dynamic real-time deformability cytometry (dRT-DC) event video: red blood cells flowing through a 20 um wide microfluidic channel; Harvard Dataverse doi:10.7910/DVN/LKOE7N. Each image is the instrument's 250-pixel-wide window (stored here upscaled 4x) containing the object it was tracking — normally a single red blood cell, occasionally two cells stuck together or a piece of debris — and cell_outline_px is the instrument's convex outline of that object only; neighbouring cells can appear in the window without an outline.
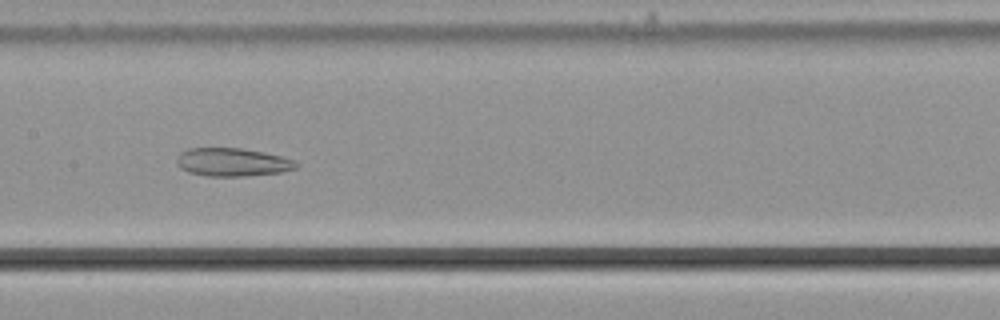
{"species": "common noctule bat (a hibernating species)", "species_latin": "Nyctalus noctula", "temperature_condition": "cold", "stored_images_in_passage": 55, "camera_frame_rate_fps": 3000, "um_per_image_px": 0.085, "animal": {"sex": "male", "body_mass_g": 21.5, "forearm_length_mm": 52.0}, "frame": {"image": 1, "passage_image": 28, "time_ms": 9.0, "image_size_px": [1000, 320], "cell_outline_px": [[300, 164], [296, 168], [280, 172], [244, 176], [208, 176], [188, 172], [180, 168], [176, 164], [176, 156], [180, 152], [188, 148], [240, 148], [264, 152], [296, 160]], "centroid_in_image_um": [19.73, 13.78], "position_along_channel_um": 187.7, "area_um2": 19.77}}
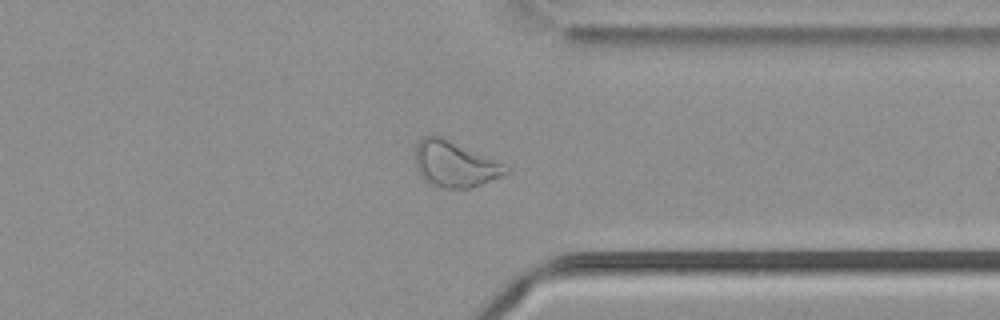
{"frame": {"image": 2, "passage_image": 43, "time_ms": 14.0, "image_size_px": [1000, 320], "cell_outline_px": [[512, 172], [480, 184], [468, 188], [444, 188], [432, 184], [424, 180], [420, 176], [416, 168], [416, 144], [424, 136], [444, 136], [512, 168]], "centroid_in_image_um": [38.66, 13.94], "position_along_channel_um": 372.7, "area_um2": 24.22}}
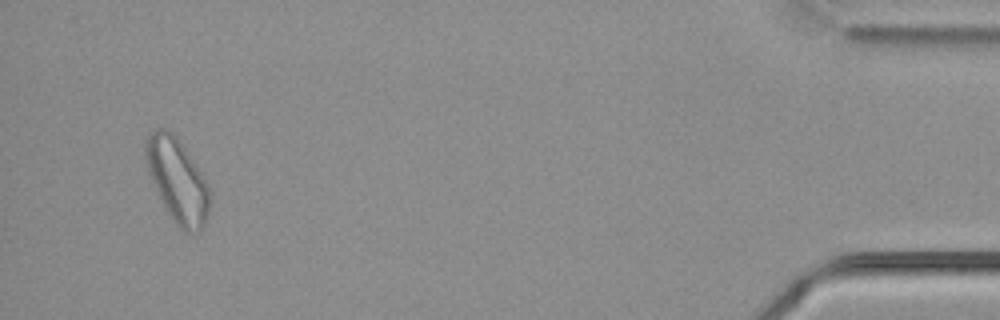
{"frame": {"image": 3, "passage_image": 53, "time_ms": 17.333, "image_size_px": [1000, 320], "cell_outline_px": [[212, 196], [208, 216], [200, 232], [188, 236], [176, 224], [164, 208], [160, 200], [148, 172], [144, 160], [144, 140], [156, 128], [164, 128], [172, 132], [176, 136], [208, 184], [212, 192]], "centroid_in_image_um": [15.07, 15.39], "position_along_channel_um": 420.1, "area_um2": 31.85}, "authors_computed_cell_mechanics": {"area_um2": 27.9174, "velocity_mm_per_s": 3.7353, "shape_relaxation_time_tau1_ms": null, "shape_relaxation_time_tau2_ms": 9.4581, "deformation_change_tau1": null, "deformation_change_tau2": 0.1903}}